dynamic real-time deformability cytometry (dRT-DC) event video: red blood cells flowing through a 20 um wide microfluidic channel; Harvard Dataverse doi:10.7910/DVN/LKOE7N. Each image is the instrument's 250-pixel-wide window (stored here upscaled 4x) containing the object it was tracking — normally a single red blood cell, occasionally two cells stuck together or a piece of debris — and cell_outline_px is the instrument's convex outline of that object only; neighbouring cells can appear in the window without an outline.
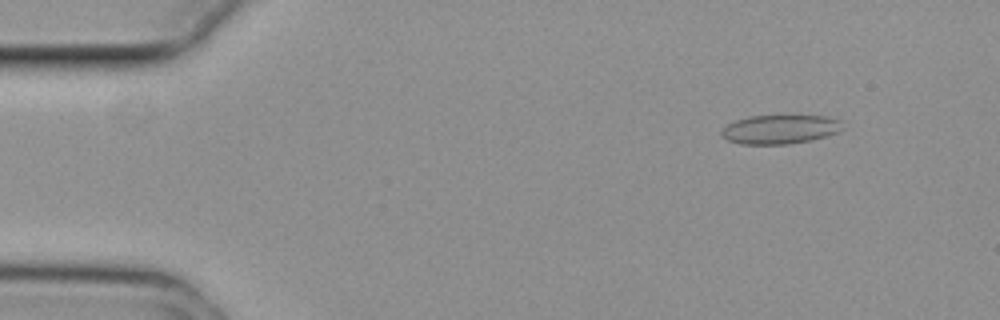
{"species": "common noctule bat (a hibernating species)", "species_latin": "Nyctalus noctula", "temperature_condition": "cold", "stored_images_in_passage": 9, "camera_frame_rate_fps": 3000, "um_per_image_px": 0.085, "animal": {"sex": "female", "body_mass_g": 29.2, "forearm_length_mm": 56.3}, "frame": {"image": 1, "passage_image": 2, "time_ms": 0.333, "image_size_px": [1000, 320], "cell_outline_px": [[840, 120], [836, 132], [812, 140], [788, 144], [740, 144], [728, 140], [720, 132], [728, 124], [736, 120], [748, 116], [828, 116]], "centroid_in_image_um": [66.24, 10.99], "position_along_channel_um": 18.8, "area_um2": 20.0}}